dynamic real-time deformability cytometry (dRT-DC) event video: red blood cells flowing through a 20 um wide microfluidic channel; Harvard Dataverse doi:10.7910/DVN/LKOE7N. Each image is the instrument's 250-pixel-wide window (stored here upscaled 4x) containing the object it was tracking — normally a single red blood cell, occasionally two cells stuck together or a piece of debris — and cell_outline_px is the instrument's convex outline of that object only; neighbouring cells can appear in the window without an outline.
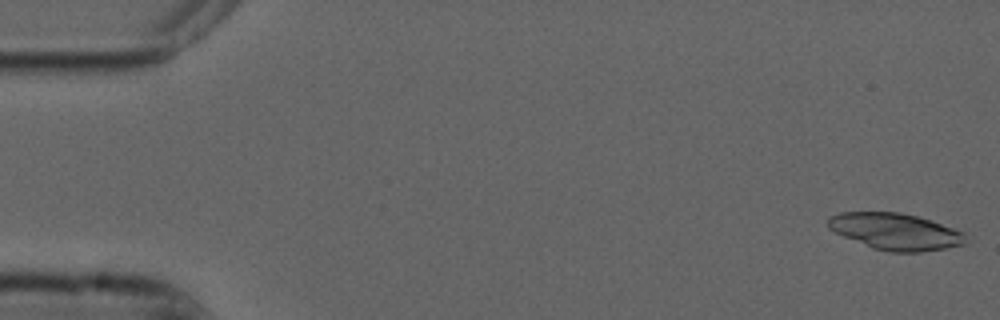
{"species": "common noctule bat (a hibernating species)", "species_latin": "Nyctalus noctula", "temperature_condition": "cold", "stored_images_in_passage": 53, "segment_of_instrument_passage": [1, 2], "camera_frame_rate_fps": 3000, "um_per_image_px": 0.085, "animal": {"sex": "male", "forearm_length_mm": 52.5}, "frame": {"image": 1, "passage_image": 1, "time_ms": 0.0, "image_size_px": [1000, 320], "cell_outline_px": [[964, 244], [944, 248], [920, 252], [888, 252], [872, 248], [844, 236], [828, 228], [828, 220], [832, 216], [840, 212], [900, 212], [932, 220], [964, 232]], "centroid_in_image_um": [76.1, 19.67], "position_along_channel_um": 8.9, "area_um2": 29.07}}